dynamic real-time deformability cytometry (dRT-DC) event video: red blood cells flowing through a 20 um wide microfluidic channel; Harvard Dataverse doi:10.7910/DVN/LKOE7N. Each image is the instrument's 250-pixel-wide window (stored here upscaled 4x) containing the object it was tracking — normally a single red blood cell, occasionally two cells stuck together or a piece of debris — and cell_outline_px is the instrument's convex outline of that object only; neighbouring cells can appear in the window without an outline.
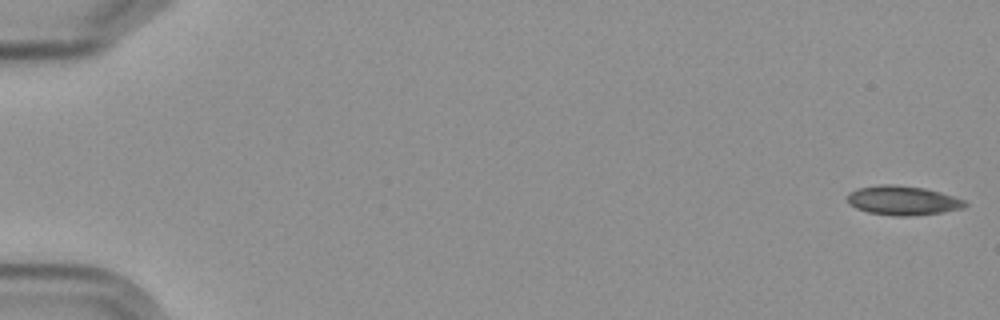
{"species": "Egyptian fruit bat (a non-hibernating species)", "species_latin": "Rousettus aegyptiacus", "temperature_condition": "cold", "stored_images_in_passage": 6, "camera_frame_rate_fps": 3000, "um_per_image_px": 0.085, "frame": {"image": 1, "passage_image": 1, "time_ms": 0.0, "image_size_px": [1000, 320], "cell_outline_px": [[968, 204], [964, 208], [944, 212], [912, 216], [892, 216], [868, 212], [856, 208], [848, 204], [848, 192], [856, 188], [880, 184], [892, 184], [924, 188], [940, 192], [964, 200]], "centroid_in_image_um": [76.71, 17.04], "position_along_channel_um": 8.3, "area_um2": 20.23}}
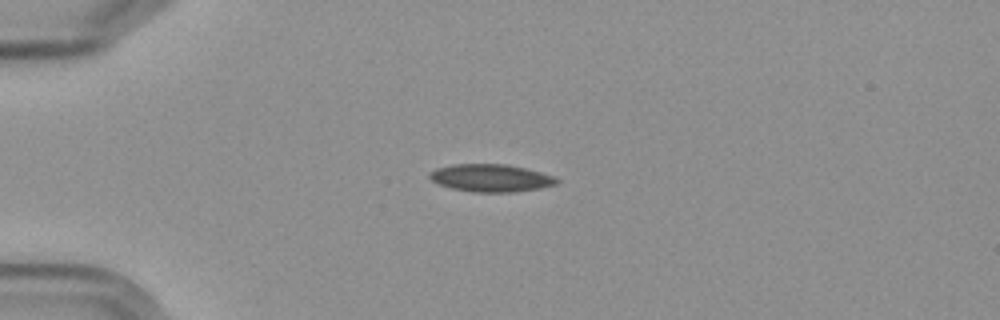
{"frame": {"image": 2, "passage_image": 5, "time_ms": 4.667, "image_size_px": [1000, 320], "cell_outline_px": [[560, 184], [540, 188], [512, 192], [476, 192], [452, 188], [440, 184], [432, 180], [428, 176], [428, 172], [436, 168], [452, 164], [508, 164], [556, 176], [560, 180]], "centroid_in_image_um": [41.76, 15.12], "position_along_channel_um": 43.2, "area_um2": 20.52}}